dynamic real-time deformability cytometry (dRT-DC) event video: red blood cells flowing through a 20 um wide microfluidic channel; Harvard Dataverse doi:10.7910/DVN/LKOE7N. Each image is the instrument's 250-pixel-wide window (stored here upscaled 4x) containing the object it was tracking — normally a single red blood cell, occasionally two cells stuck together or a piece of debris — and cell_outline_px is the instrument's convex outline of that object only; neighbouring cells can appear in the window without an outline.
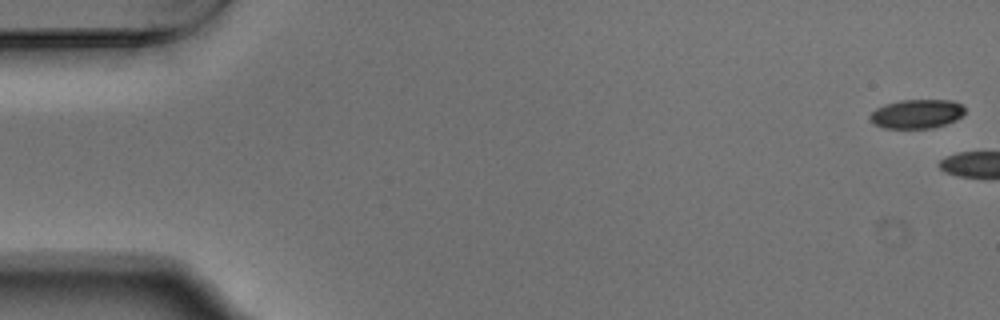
{"species": "Egyptian fruit bat (a non-hibernating species)", "species_latin": "Rousettus aegyptiacus", "temperature_condition": "warm", "stored_images_in_passage": 15, "camera_frame_rate_fps": 3000, "um_per_image_px": 0.085, "animal": {"sex": "male"}, "frame": {"image": 1, "passage_image": 1, "time_ms": 0.0, "image_size_px": [1000, 320], "cell_outline_px": [[964, 112], [956, 120], [932, 128], [884, 128], [872, 124], [868, 116], [876, 108], [884, 104], [900, 100], [952, 100], [960, 104], [964, 108]], "centroid_in_image_um": [77.87, 9.68], "position_along_channel_um": 7.1, "area_um2": 16.07}}